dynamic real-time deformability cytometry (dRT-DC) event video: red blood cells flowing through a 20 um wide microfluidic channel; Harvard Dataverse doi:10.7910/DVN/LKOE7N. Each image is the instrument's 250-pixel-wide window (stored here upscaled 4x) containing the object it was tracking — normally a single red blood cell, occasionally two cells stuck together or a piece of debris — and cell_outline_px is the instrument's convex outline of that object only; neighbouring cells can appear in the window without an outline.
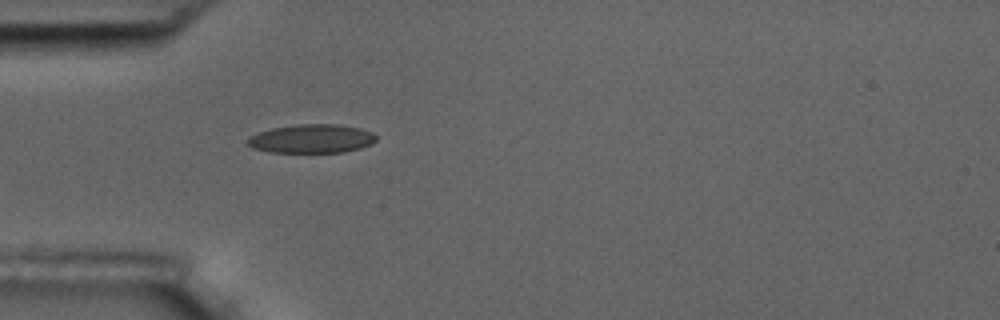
{"species": "common noctule bat (a hibernating species)", "species_latin": "Nyctalus noctula", "temperature_condition": "room temperature", "stored_images_in_passage": 1, "camera_frame_rate_fps": 3000, "um_per_image_px": 0.085, "animal": {"sex": "male", "body_mass_g": 17.5, "forearm_length_mm": 52.3}, "frame": {"image": 1, "passage_image": 1, "time_ms": 0.0, "image_size_px": [1000, 320], "cell_outline_px": [[376, 140], [372, 144], [360, 148], [344, 152], [268, 152], [252, 148], [248, 144], [248, 140], [252, 136], [260, 132], [272, 128], [296, 124], [336, 124], [360, 128], [372, 132], [376, 136]], "centroid_in_image_um": [26.52, 11.79], "position_along_channel_um": 58.5, "area_um2": 21.44}}